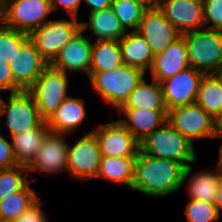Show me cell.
<instances>
[{"mask_svg": "<svg viewBox=\"0 0 222 222\" xmlns=\"http://www.w3.org/2000/svg\"><path fill=\"white\" fill-rule=\"evenodd\" d=\"M181 35L190 67L205 75L214 74L222 60V30L204 28Z\"/></svg>", "mask_w": 222, "mask_h": 222, "instance_id": "cell-4", "label": "cell"}, {"mask_svg": "<svg viewBox=\"0 0 222 222\" xmlns=\"http://www.w3.org/2000/svg\"><path fill=\"white\" fill-rule=\"evenodd\" d=\"M80 29H90L96 40L120 41L126 34L112 8L90 12L88 22H80Z\"/></svg>", "mask_w": 222, "mask_h": 222, "instance_id": "cell-24", "label": "cell"}, {"mask_svg": "<svg viewBox=\"0 0 222 222\" xmlns=\"http://www.w3.org/2000/svg\"><path fill=\"white\" fill-rule=\"evenodd\" d=\"M185 166L179 162L138 152L134 163L132 190L149 197L171 195L184 186Z\"/></svg>", "mask_w": 222, "mask_h": 222, "instance_id": "cell-1", "label": "cell"}, {"mask_svg": "<svg viewBox=\"0 0 222 222\" xmlns=\"http://www.w3.org/2000/svg\"><path fill=\"white\" fill-rule=\"evenodd\" d=\"M1 13H2V12H1V5H0V21H1Z\"/></svg>", "mask_w": 222, "mask_h": 222, "instance_id": "cell-47", "label": "cell"}, {"mask_svg": "<svg viewBox=\"0 0 222 222\" xmlns=\"http://www.w3.org/2000/svg\"><path fill=\"white\" fill-rule=\"evenodd\" d=\"M9 64L15 80L25 90L36 82L42 71L48 66L30 39L21 46Z\"/></svg>", "mask_w": 222, "mask_h": 222, "instance_id": "cell-17", "label": "cell"}, {"mask_svg": "<svg viewBox=\"0 0 222 222\" xmlns=\"http://www.w3.org/2000/svg\"><path fill=\"white\" fill-rule=\"evenodd\" d=\"M142 70L122 64L111 71L89 72L94 94L118 110L145 77Z\"/></svg>", "mask_w": 222, "mask_h": 222, "instance_id": "cell-3", "label": "cell"}, {"mask_svg": "<svg viewBox=\"0 0 222 222\" xmlns=\"http://www.w3.org/2000/svg\"><path fill=\"white\" fill-rule=\"evenodd\" d=\"M204 73L189 67L160 82L168 110L194 104Z\"/></svg>", "mask_w": 222, "mask_h": 222, "instance_id": "cell-13", "label": "cell"}, {"mask_svg": "<svg viewBox=\"0 0 222 222\" xmlns=\"http://www.w3.org/2000/svg\"><path fill=\"white\" fill-rule=\"evenodd\" d=\"M40 198L32 204L25 212L20 214L14 222H47L46 212L41 207Z\"/></svg>", "mask_w": 222, "mask_h": 222, "instance_id": "cell-36", "label": "cell"}, {"mask_svg": "<svg viewBox=\"0 0 222 222\" xmlns=\"http://www.w3.org/2000/svg\"><path fill=\"white\" fill-rule=\"evenodd\" d=\"M184 212L188 222H217L220 217L215 203L193 199H189Z\"/></svg>", "mask_w": 222, "mask_h": 222, "instance_id": "cell-33", "label": "cell"}, {"mask_svg": "<svg viewBox=\"0 0 222 222\" xmlns=\"http://www.w3.org/2000/svg\"><path fill=\"white\" fill-rule=\"evenodd\" d=\"M151 80L148 83L144 77L119 109H167L161 84Z\"/></svg>", "mask_w": 222, "mask_h": 222, "instance_id": "cell-25", "label": "cell"}, {"mask_svg": "<svg viewBox=\"0 0 222 222\" xmlns=\"http://www.w3.org/2000/svg\"><path fill=\"white\" fill-rule=\"evenodd\" d=\"M140 152L155 158L173 160L185 167L197 160L194 144L168 121L140 143Z\"/></svg>", "mask_w": 222, "mask_h": 222, "instance_id": "cell-2", "label": "cell"}, {"mask_svg": "<svg viewBox=\"0 0 222 222\" xmlns=\"http://www.w3.org/2000/svg\"><path fill=\"white\" fill-rule=\"evenodd\" d=\"M214 75H215L218 79L222 80V60H221V62H220V64H219L218 69H217L216 72L214 73Z\"/></svg>", "mask_w": 222, "mask_h": 222, "instance_id": "cell-42", "label": "cell"}, {"mask_svg": "<svg viewBox=\"0 0 222 222\" xmlns=\"http://www.w3.org/2000/svg\"><path fill=\"white\" fill-rule=\"evenodd\" d=\"M220 137H222V113L214 119L213 138H220Z\"/></svg>", "mask_w": 222, "mask_h": 222, "instance_id": "cell-41", "label": "cell"}, {"mask_svg": "<svg viewBox=\"0 0 222 222\" xmlns=\"http://www.w3.org/2000/svg\"><path fill=\"white\" fill-rule=\"evenodd\" d=\"M102 153L95 135L89 131L68 148L67 173L69 177L87 181L96 178Z\"/></svg>", "mask_w": 222, "mask_h": 222, "instance_id": "cell-9", "label": "cell"}, {"mask_svg": "<svg viewBox=\"0 0 222 222\" xmlns=\"http://www.w3.org/2000/svg\"><path fill=\"white\" fill-rule=\"evenodd\" d=\"M135 158L102 156L96 178L123 183L124 186L132 189Z\"/></svg>", "mask_w": 222, "mask_h": 222, "instance_id": "cell-27", "label": "cell"}, {"mask_svg": "<svg viewBox=\"0 0 222 222\" xmlns=\"http://www.w3.org/2000/svg\"><path fill=\"white\" fill-rule=\"evenodd\" d=\"M39 199L30 182L21 190L0 200V218L15 220Z\"/></svg>", "mask_w": 222, "mask_h": 222, "instance_id": "cell-29", "label": "cell"}, {"mask_svg": "<svg viewBox=\"0 0 222 222\" xmlns=\"http://www.w3.org/2000/svg\"><path fill=\"white\" fill-rule=\"evenodd\" d=\"M145 1L149 6L156 5L157 0H142Z\"/></svg>", "mask_w": 222, "mask_h": 222, "instance_id": "cell-44", "label": "cell"}, {"mask_svg": "<svg viewBox=\"0 0 222 222\" xmlns=\"http://www.w3.org/2000/svg\"><path fill=\"white\" fill-rule=\"evenodd\" d=\"M28 173L27 167L21 165L0 169V200L11 193L21 191L29 182L35 181ZM28 177L31 178L28 180Z\"/></svg>", "mask_w": 222, "mask_h": 222, "instance_id": "cell-31", "label": "cell"}, {"mask_svg": "<svg viewBox=\"0 0 222 222\" xmlns=\"http://www.w3.org/2000/svg\"><path fill=\"white\" fill-rule=\"evenodd\" d=\"M49 132L47 122L11 136L13 155L17 165L28 167L35 159L42 141Z\"/></svg>", "mask_w": 222, "mask_h": 222, "instance_id": "cell-22", "label": "cell"}, {"mask_svg": "<svg viewBox=\"0 0 222 222\" xmlns=\"http://www.w3.org/2000/svg\"><path fill=\"white\" fill-rule=\"evenodd\" d=\"M1 12L5 26L30 34L45 24L53 11L50 0H7L1 5Z\"/></svg>", "mask_w": 222, "mask_h": 222, "instance_id": "cell-7", "label": "cell"}, {"mask_svg": "<svg viewBox=\"0 0 222 222\" xmlns=\"http://www.w3.org/2000/svg\"><path fill=\"white\" fill-rule=\"evenodd\" d=\"M0 222H14V220H8V219L0 218Z\"/></svg>", "mask_w": 222, "mask_h": 222, "instance_id": "cell-45", "label": "cell"}, {"mask_svg": "<svg viewBox=\"0 0 222 222\" xmlns=\"http://www.w3.org/2000/svg\"><path fill=\"white\" fill-rule=\"evenodd\" d=\"M167 121L193 144L196 139L213 138L214 118L196 103L168 110Z\"/></svg>", "mask_w": 222, "mask_h": 222, "instance_id": "cell-10", "label": "cell"}, {"mask_svg": "<svg viewBox=\"0 0 222 222\" xmlns=\"http://www.w3.org/2000/svg\"><path fill=\"white\" fill-rule=\"evenodd\" d=\"M28 39L29 34L9 28L0 22V60L11 63V60Z\"/></svg>", "mask_w": 222, "mask_h": 222, "instance_id": "cell-32", "label": "cell"}, {"mask_svg": "<svg viewBox=\"0 0 222 222\" xmlns=\"http://www.w3.org/2000/svg\"><path fill=\"white\" fill-rule=\"evenodd\" d=\"M156 5L181 34L204 29L203 0H157Z\"/></svg>", "mask_w": 222, "mask_h": 222, "instance_id": "cell-15", "label": "cell"}, {"mask_svg": "<svg viewBox=\"0 0 222 222\" xmlns=\"http://www.w3.org/2000/svg\"><path fill=\"white\" fill-rule=\"evenodd\" d=\"M25 90L14 77L10 64L0 60V91L16 92Z\"/></svg>", "mask_w": 222, "mask_h": 222, "instance_id": "cell-35", "label": "cell"}, {"mask_svg": "<svg viewBox=\"0 0 222 222\" xmlns=\"http://www.w3.org/2000/svg\"><path fill=\"white\" fill-rule=\"evenodd\" d=\"M123 63L120 42L116 40H96L91 50L89 72L111 71Z\"/></svg>", "mask_w": 222, "mask_h": 222, "instance_id": "cell-26", "label": "cell"}, {"mask_svg": "<svg viewBox=\"0 0 222 222\" xmlns=\"http://www.w3.org/2000/svg\"><path fill=\"white\" fill-rule=\"evenodd\" d=\"M77 20L75 17L70 20L50 19L29 34V39L48 65L54 62L60 50L81 30Z\"/></svg>", "mask_w": 222, "mask_h": 222, "instance_id": "cell-6", "label": "cell"}, {"mask_svg": "<svg viewBox=\"0 0 222 222\" xmlns=\"http://www.w3.org/2000/svg\"><path fill=\"white\" fill-rule=\"evenodd\" d=\"M137 32L149 44L153 56L163 52L172 41L181 36L157 5H151L144 11Z\"/></svg>", "mask_w": 222, "mask_h": 222, "instance_id": "cell-11", "label": "cell"}, {"mask_svg": "<svg viewBox=\"0 0 222 222\" xmlns=\"http://www.w3.org/2000/svg\"><path fill=\"white\" fill-rule=\"evenodd\" d=\"M119 42L123 63L147 73L152 66L154 56L143 36L137 31H130L126 32Z\"/></svg>", "mask_w": 222, "mask_h": 222, "instance_id": "cell-23", "label": "cell"}, {"mask_svg": "<svg viewBox=\"0 0 222 222\" xmlns=\"http://www.w3.org/2000/svg\"><path fill=\"white\" fill-rule=\"evenodd\" d=\"M83 0H50L52 11L64 9L70 17L78 18L79 7Z\"/></svg>", "mask_w": 222, "mask_h": 222, "instance_id": "cell-38", "label": "cell"}, {"mask_svg": "<svg viewBox=\"0 0 222 222\" xmlns=\"http://www.w3.org/2000/svg\"><path fill=\"white\" fill-rule=\"evenodd\" d=\"M191 173L192 166L190 164L185 168L183 174V183L188 178V181H186L188 199L215 203L222 170L216 166L213 171L204 169L203 171L194 172L192 175Z\"/></svg>", "mask_w": 222, "mask_h": 222, "instance_id": "cell-21", "label": "cell"}, {"mask_svg": "<svg viewBox=\"0 0 222 222\" xmlns=\"http://www.w3.org/2000/svg\"><path fill=\"white\" fill-rule=\"evenodd\" d=\"M188 55L184 37L181 35L160 54L154 56L149 70L151 79L159 83L176 73L189 68Z\"/></svg>", "mask_w": 222, "mask_h": 222, "instance_id": "cell-18", "label": "cell"}, {"mask_svg": "<svg viewBox=\"0 0 222 222\" xmlns=\"http://www.w3.org/2000/svg\"><path fill=\"white\" fill-rule=\"evenodd\" d=\"M67 136L69 135L49 131L43 139L35 159L27 167L29 173L36 171L47 175H57L63 171L67 172L69 148Z\"/></svg>", "mask_w": 222, "mask_h": 222, "instance_id": "cell-14", "label": "cell"}, {"mask_svg": "<svg viewBox=\"0 0 222 222\" xmlns=\"http://www.w3.org/2000/svg\"><path fill=\"white\" fill-rule=\"evenodd\" d=\"M204 28L222 30V0H203Z\"/></svg>", "mask_w": 222, "mask_h": 222, "instance_id": "cell-34", "label": "cell"}, {"mask_svg": "<svg viewBox=\"0 0 222 222\" xmlns=\"http://www.w3.org/2000/svg\"><path fill=\"white\" fill-rule=\"evenodd\" d=\"M5 115L4 125L9 129L10 136L37 127L43 120L34 97L29 90L9 93L7 102L0 99V118Z\"/></svg>", "mask_w": 222, "mask_h": 222, "instance_id": "cell-8", "label": "cell"}, {"mask_svg": "<svg viewBox=\"0 0 222 222\" xmlns=\"http://www.w3.org/2000/svg\"><path fill=\"white\" fill-rule=\"evenodd\" d=\"M215 206L218 210L219 216H221L222 211V173L219 179L218 189H217V196L215 200Z\"/></svg>", "mask_w": 222, "mask_h": 222, "instance_id": "cell-40", "label": "cell"}, {"mask_svg": "<svg viewBox=\"0 0 222 222\" xmlns=\"http://www.w3.org/2000/svg\"><path fill=\"white\" fill-rule=\"evenodd\" d=\"M17 166L13 155L12 143L0 133V169Z\"/></svg>", "mask_w": 222, "mask_h": 222, "instance_id": "cell-37", "label": "cell"}, {"mask_svg": "<svg viewBox=\"0 0 222 222\" xmlns=\"http://www.w3.org/2000/svg\"><path fill=\"white\" fill-rule=\"evenodd\" d=\"M68 73L48 65L28 89L34 97L43 121H47L69 95Z\"/></svg>", "mask_w": 222, "mask_h": 222, "instance_id": "cell-5", "label": "cell"}, {"mask_svg": "<svg viewBox=\"0 0 222 222\" xmlns=\"http://www.w3.org/2000/svg\"><path fill=\"white\" fill-rule=\"evenodd\" d=\"M195 103L214 119L220 115L222 113V80L214 74L204 75Z\"/></svg>", "mask_w": 222, "mask_h": 222, "instance_id": "cell-28", "label": "cell"}, {"mask_svg": "<svg viewBox=\"0 0 222 222\" xmlns=\"http://www.w3.org/2000/svg\"><path fill=\"white\" fill-rule=\"evenodd\" d=\"M217 164H218L217 166L222 170V145L220 146L219 149V160Z\"/></svg>", "mask_w": 222, "mask_h": 222, "instance_id": "cell-43", "label": "cell"}, {"mask_svg": "<svg viewBox=\"0 0 222 222\" xmlns=\"http://www.w3.org/2000/svg\"><path fill=\"white\" fill-rule=\"evenodd\" d=\"M117 112L125 115V119L118 121L140 143L167 121L168 109H118Z\"/></svg>", "mask_w": 222, "mask_h": 222, "instance_id": "cell-19", "label": "cell"}, {"mask_svg": "<svg viewBox=\"0 0 222 222\" xmlns=\"http://www.w3.org/2000/svg\"><path fill=\"white\" fill-rule=\"evenodd\" d=\"M91 132L97 139L102 156L136 157L140 151L139 142L118 120L99 124Z\"/></svg>", "mask_w": 222, "mask_h": 222, "instance_id": "cell-12", "label": "cell"}, {"mask_svg": "<svg viewBox=\"0 0 222 222\" xmlns=\"http://www.w3.org/2000/svg\"><path fill=\"white\" fill-rule=\"evenodd\" d=\"M86 112L84 99L68 96L46 121L49 131L71 134L83 124Z\"/></svg>", "mask_w": 222, "mask_h": 222, "instance_id": "cell-20", "label": "cell"}, {"mask_svg": "<svg viewBox=\"0 0 222 222\" xmlns=\"http://www.w3.org/2000/svg\"><path fill=\"white\" fill-rule=\"evenodd\" d=\"M7 0H0V5H3Z\"/></svg>", "mask_w": 222, "mask_h": 222, "instance_id": "cell-46", "label": "cell"}, {"mask_svg": "<svg viewBox=\"0 0 222 222\" xmlns=\"http://www.w3.org/2000/svg\"><path fill=\"white\" fill-rule=\"evenodd\" d=\"M149 5L142 0H113L111 8L126 31H137L144 11Z\"/></svg>", "mask_w": 222, "mask_h": 222, "instance_id": "cell-30", "label": "cell"}, {"mask_svg": "<svg viewBox=\"0 0 222 222\" xmlns=\"http://www.w3.org/2000/svg\"><path fill=\"white\" fill-rule=\"evenodd\" d=\"M113 0H83L90 8L89 12L100 11L106 8H111Z\"/></svg>", "mask_w": 222, "mask_h": 222, "instance_id": "cell-39", "label": "cell"}, {"mask_svg": "<svg viewBox=\"0 0 222 222\" xmlns=\"http://www.w3.org/2000/svg\"><path fill=\"white\" fill-rule=\"evenodd\" d=\"M92 45L91 39L80 30L60 50L51 65L65 73L86 72L89 77Z\"/></svg>", "mask_w": 222, "mask_h": 222, "instance_id": "cell-16", "label": "cell"}]
</instances>
